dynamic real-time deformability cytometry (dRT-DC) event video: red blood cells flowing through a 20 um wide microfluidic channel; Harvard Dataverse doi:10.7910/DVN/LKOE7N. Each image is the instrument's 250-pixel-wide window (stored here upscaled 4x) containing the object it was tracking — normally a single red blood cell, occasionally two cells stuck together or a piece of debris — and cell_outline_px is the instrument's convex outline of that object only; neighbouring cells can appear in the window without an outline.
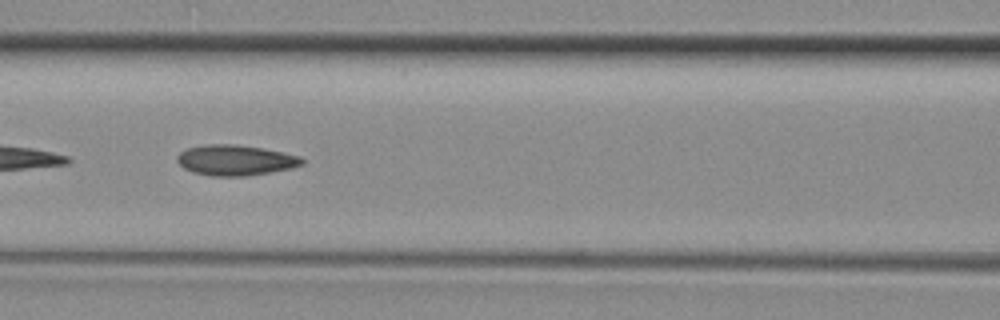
{"species": "common noctule bat (a hibernating species)", "species_latin": "Nyctalus noctula", "temperature_condition": "room temperature", "stored_images_in_passage": 35, "camera_frame_rate_fps": 3000, "um_per_image_px": 0.085, "animal": {"sex": "female", "body_mass_g": 29.2, "forearm_length_mm": 56.3}, "frame": {"image": 1, "passage_image": 11, "time_ms": 3.333, "image_size_px": [1000, 320], "cell_outline_px": [[304, 164], [292, 168], [248, 176], [212, 176], [192, 172], [184, 168], [176, 160], [176, 156], [180, 152], [188, 148], [204, 144], [236, 144], [264, 148], [284, 152], [300, 156], [304, 160]], "centroid_in_image_um": [20.02, 13.61], "position_along_channel_um": 146.6, "area_um2": 22.43}}
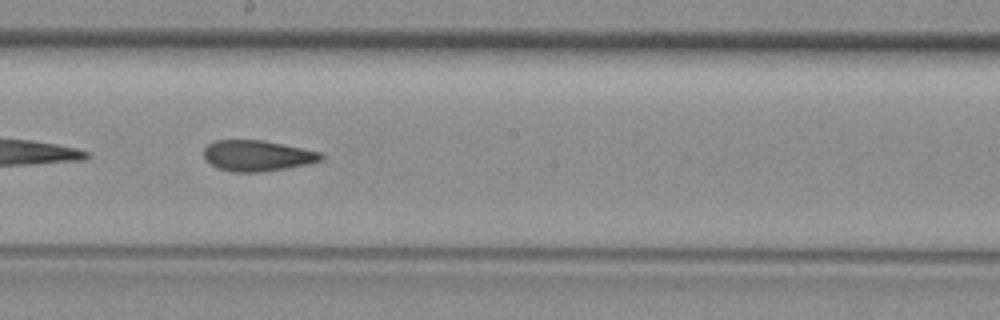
{"frame": {"image": 2, "passage_image": 16, "time_ms": 5.0, "image_size_px": [1000, 320], "cell_outline_px": [[324, 160], [308, 164], [264, 172], [232, 172], [220, 168], [212, 164], [204, 156], [204, 148], [208, 144], [216, 140], [264, 140], [324, 152]], "centroid_in_image_um": [21.95, 13.23], "position_along_channel_um": 226.3, "area_um2": 21.21}}